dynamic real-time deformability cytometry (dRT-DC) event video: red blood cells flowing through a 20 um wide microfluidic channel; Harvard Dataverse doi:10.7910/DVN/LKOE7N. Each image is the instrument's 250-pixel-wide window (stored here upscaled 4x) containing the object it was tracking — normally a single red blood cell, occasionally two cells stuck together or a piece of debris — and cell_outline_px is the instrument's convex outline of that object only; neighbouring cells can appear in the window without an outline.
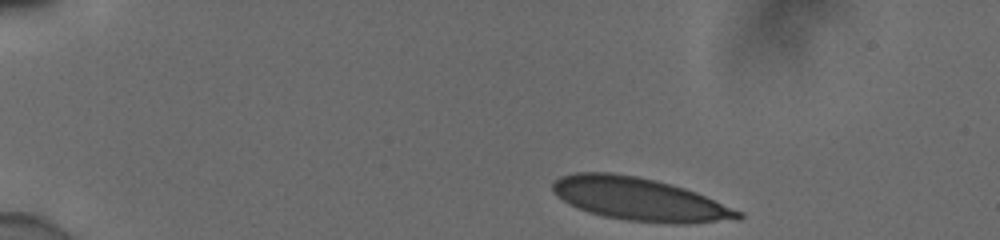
{"species": "human", "species_latin": "Homo sapiens", "temperature_condition": "cold", "stored_images_in_passage": 34, "camera_frame_rate_fps": 3000, "um_per_image_px": 0.085, "donor": {"sex": "male"}, "frame": {"image": 1, "passage_image": 1, "time_ms": 0.0, "image_size_px": [1000, 240], "cell_outline_px": [[744, 216], [740, 220], [684, 224], [672, 224], [628, 220], [604, 216], [588, 212], [556, 196], [552, 192], [552, 184], [560, 176], [576, 172], [612, 172], [636, 176], [656, 180], [684, 188], [696, 192], [744, 212]], "centroid_in_image_um": [54.41, 16.94], "position_along_channel_um": 30.6, "area_um2": 46.53}}
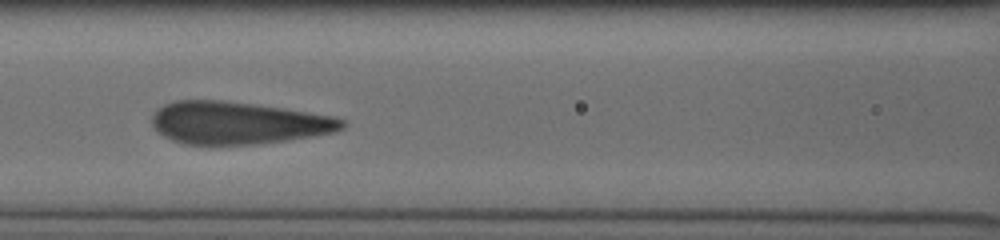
{"frame": {"image": 2, "passage_image": 15, "time_ms": 4.667, "image_size_px": [1000, 240], "cell_outline_px": [[348, 124], [344, 128], [336, 132], [312, 136], [256, 144], [184, 144], [172, 140], [156, 132], [152, 128], [152, 116], [164, 104], [176, 100], [220, 100], [284, 108], [336, 116], [344, 120]], "centroid_in_image_um": [20.24, 10.44], "position_along_channel_um": 146.4, "area_um2": 47.05}}
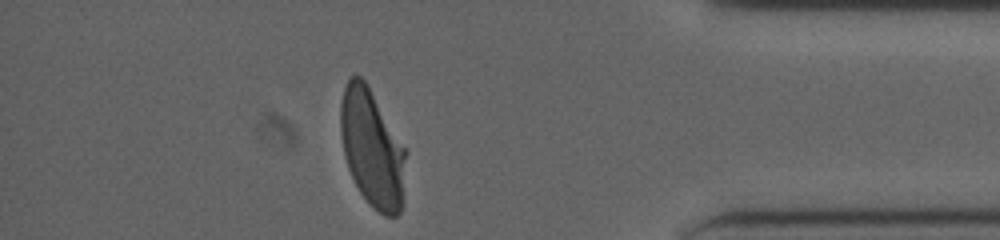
{"frame": {"image": 3, "passage_image": 29, "time_ms": 9.333, "image_size_px": [1000, 240], "cell_outline_px": [[404, 156], [400, 212], [396, 216], [384, 216], [360, 192], [348, 168], [344, 156], [340, 132], [340, 104], [344, 88], [348, 80], [352, 76], [360, 76], [368, 84], [404, 148]], "centroid_in_image_um": [31.56, 12.54], "position_along_channel_um": 403.6, "area_um2": 43.41}}